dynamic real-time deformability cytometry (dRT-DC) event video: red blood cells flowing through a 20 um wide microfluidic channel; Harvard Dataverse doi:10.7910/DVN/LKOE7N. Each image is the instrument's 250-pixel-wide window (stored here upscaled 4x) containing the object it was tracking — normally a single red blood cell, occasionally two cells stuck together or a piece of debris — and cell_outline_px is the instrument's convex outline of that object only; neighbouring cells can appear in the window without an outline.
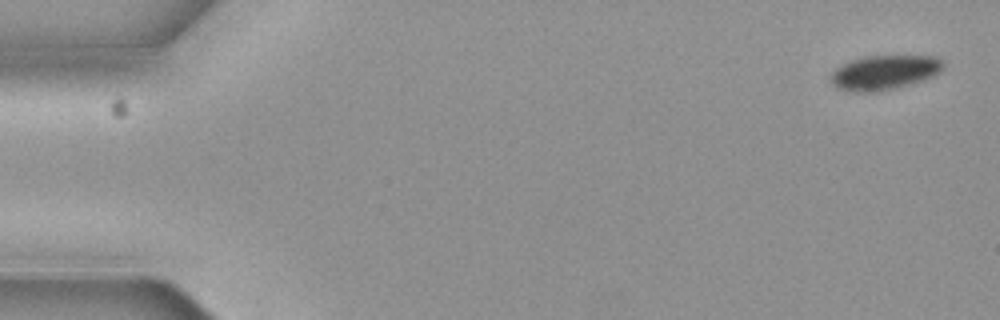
{"species": "common noctule bat (a hibernating species)", "species_latin": "Nyctalus noctula", "temperature_condition": "cold", "stored_images_in_passage": 5, "camera_frame_rate_fps": 3000, "um_per_image_px": 0.085, "animal": {"sex": "female", "body_mass_g": 19.3, "forearm_length_mm": 54.1}, "frame": {"image": 1, "passage_image": 1, "time_ms": 0.0, "image_size_px": [1000, 320], "cell_outline_px": [[944, 68], [940, 72], [924, 80], [896, 88], [876, 92], [856, 92], [836, 88], [832, 84], [828, 76], [840, 64], [864, 56], [936, 56], [944, 60]], "centroid_in_image_um": [75.16, 6.16], "position_along_channel_um": 9.8, "area_um2": 22.95}}